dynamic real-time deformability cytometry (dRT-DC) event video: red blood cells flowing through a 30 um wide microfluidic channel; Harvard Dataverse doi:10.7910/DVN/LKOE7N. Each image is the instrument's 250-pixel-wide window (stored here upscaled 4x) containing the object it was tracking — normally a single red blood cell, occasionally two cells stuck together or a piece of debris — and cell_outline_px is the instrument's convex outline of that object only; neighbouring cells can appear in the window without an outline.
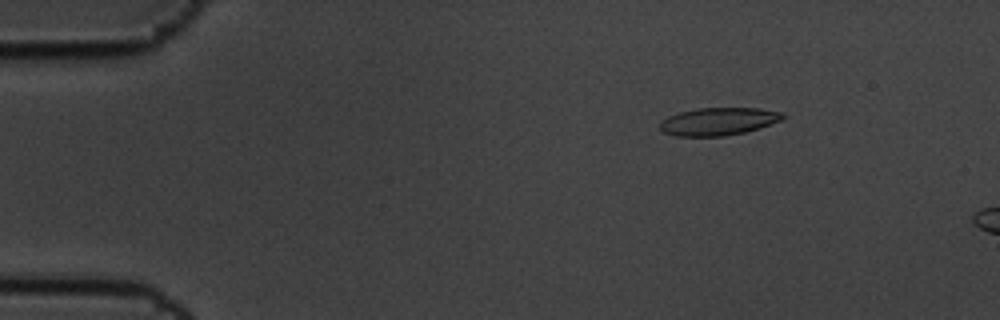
{"species": "common noctule bat (a hibernating species)", "species_latin": "Nyctalus noctula", "temperature_condition": "cold", "stored_images_in_passage": 3, "camera_frame_rate_fps": 3000, "um_per_image_px": 0.085, "animal": {"sex": "male", "body_mass_g": 19.5, "forearm_length_mm": 54.6}, "frame": {"image": 1, "passage_image": 1, "time_ms": 0.0, "image_size_px": [1000, 320], "cell_outline_px": [[788, 116], [780, 120], [744, 132], [724, 136], [676, 136], [664, 132], [660, 128], [660, 120], [668, 116], [680, 112], [696, 108], [760, 108], [784, 112]], "centroid_in_image_um": [61.05, 10.31], "position_along_channel_um": 23.9, "area_um2": 19.77}}